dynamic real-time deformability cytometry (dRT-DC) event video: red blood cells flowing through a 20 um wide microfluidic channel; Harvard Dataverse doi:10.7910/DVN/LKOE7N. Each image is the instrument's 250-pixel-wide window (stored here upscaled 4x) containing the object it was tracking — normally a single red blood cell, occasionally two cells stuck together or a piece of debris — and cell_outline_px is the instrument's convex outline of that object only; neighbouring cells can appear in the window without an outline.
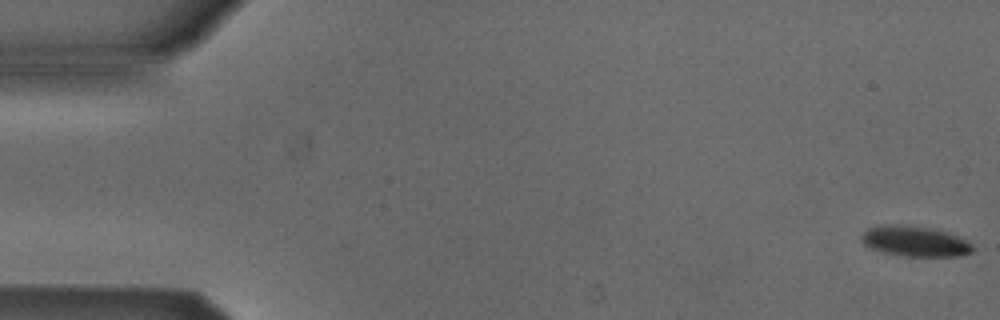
{"species": "Egyptian fruit bat (a non-hibernating species)", "species_latin": "Rousettus aegyptiacus", "temperature_condition": "cold", "stored_images_in_passage": 5, "camera_frame_rate_fps": 3000, "um_per_image_px": 0.085, "animal": {"sex": "male"}, "frame": {"image": 1, "passage_image": 1, "time_ms": 0.0, "image_size_px": [1000, 320], "cell_outline_px": [[972, 252], [960, 256], [904, 256], [884, 252], [872, 248], [864, 244], [860, 240], [860, 236], [868, 228], [884, 224], [896, 224], [928, 228], [944, 232], [956, 236], [972, 244]], "centroid_in_image_um": [77.72, 20.51], "position_along_channel_um": 7.3, "area_um2": 19.36}}
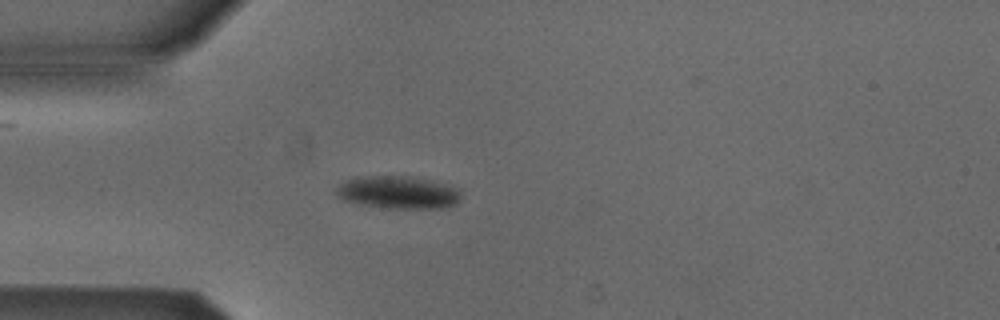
{"frame": {"image": 2, "passage_image": 5, "time_ms": 1.333, "image_size_px": [1000, 320], "cell_outline_px": [[460, 196], [456, 204], [444, 208], [388, 208], [360, 204], [344, 200], [336, 196], [332, 192], [344, 180], [356, 176], [408, 176], [432, 180], [460, 188]], "centroid_in_image_um": [33.8, 16.34], "position_along_channel_um": 51.2, "area_um2": 24.1}}